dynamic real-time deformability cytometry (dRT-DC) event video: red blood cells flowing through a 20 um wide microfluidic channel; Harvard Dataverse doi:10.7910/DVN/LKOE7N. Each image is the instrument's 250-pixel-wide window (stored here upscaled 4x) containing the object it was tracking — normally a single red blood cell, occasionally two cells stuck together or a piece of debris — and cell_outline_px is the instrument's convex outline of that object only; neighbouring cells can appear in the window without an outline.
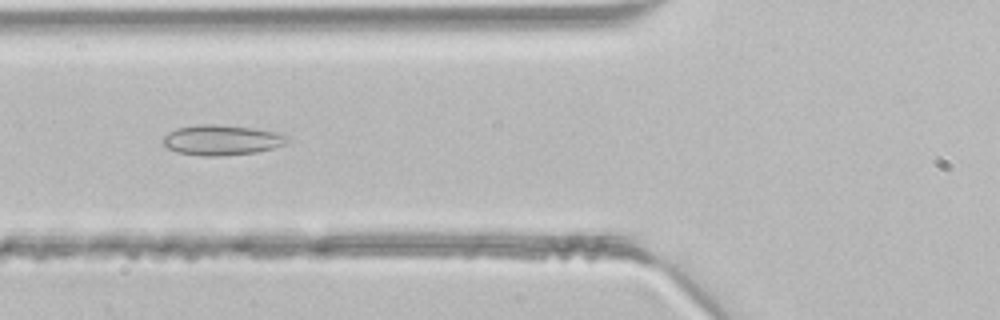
{"species": "common noctule bat (a hibernating species)", "species_latin": "Nyctalus noctula", "temperature_condition": "room temperature", "stored_images_in_passage": 40, "camera_frame_rate_fps": 3000, "um_per_image_px": 0.085, "animal": {"sex": "male", "body_mass_g": 21.5, "forearm_length_mm": 52.0}, "frame": {"image": 1, "passage_image": 12, "time_ms": 3.667, "image_size_px": [1000, 320], "cell_outline_px": [[288, 140], [284, 144], [272, 148], [256, 152], [220, 156], [204, 156], [176, 152], [168, 148], [164, 144], [164, 136], [168, 132], [176, 128], [200, 124], [216, 124], [252, 128], [276, 132], [288, 136]], "centroid_in_image_um": [18.82, 11.9], "position_along_channel_um": 107.0, "area_um2": 21.73}}
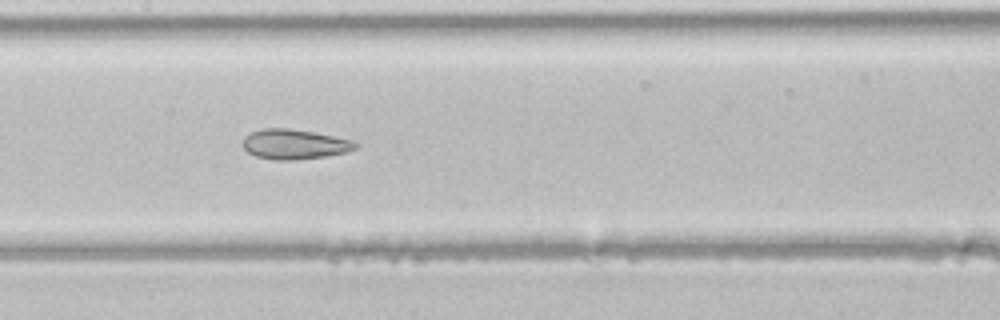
{"frame": {"image": 2, "passage_image": 17, "time_ms": 5.333, "image_size_px": [1000, 320], "cell_outline_px": [[356, 148], [348, 152], [328, 156], [292, 160], [276, 160], [256, 156], [248, 152], [240, 144], [244, 136], [252, 132], [264, 128], [288, 128], [312, 132], [352, 140], [356, 144]], "centroid_in_image_um": [24.99, 12.26], "position_along_channel_um": 182.4, "area_um2": 19.59}}
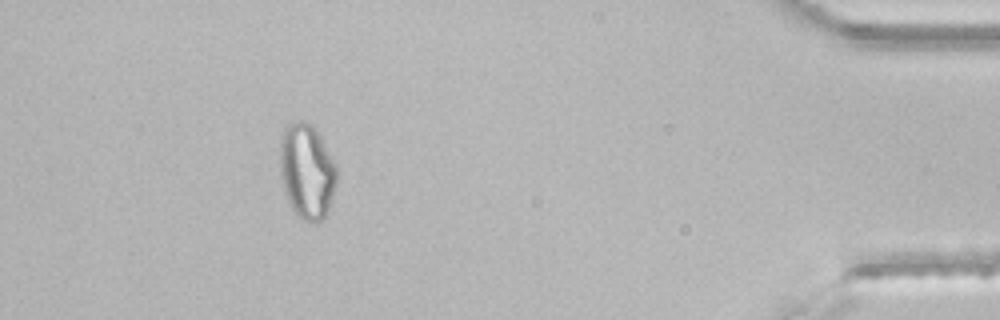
{"frame": {"image": 3, "passage_image": 36, "time_ms": 11.667, "image_size_px": [1000, 320], "cell_outline_px": [[336, 180], [332, 196], [328, 208], [324, 216], [316, 224], [304, 220], [292, 208], [284, 192], [280, 176], [280, 136], [284, 128], [288, 124], [300, 120], [312, 124], [320, 136], [336, 164]], "centroid_in_image_um": [26.06, 14.52], "position_along_channel_um": 409.1, "area_um2": 31.33}}